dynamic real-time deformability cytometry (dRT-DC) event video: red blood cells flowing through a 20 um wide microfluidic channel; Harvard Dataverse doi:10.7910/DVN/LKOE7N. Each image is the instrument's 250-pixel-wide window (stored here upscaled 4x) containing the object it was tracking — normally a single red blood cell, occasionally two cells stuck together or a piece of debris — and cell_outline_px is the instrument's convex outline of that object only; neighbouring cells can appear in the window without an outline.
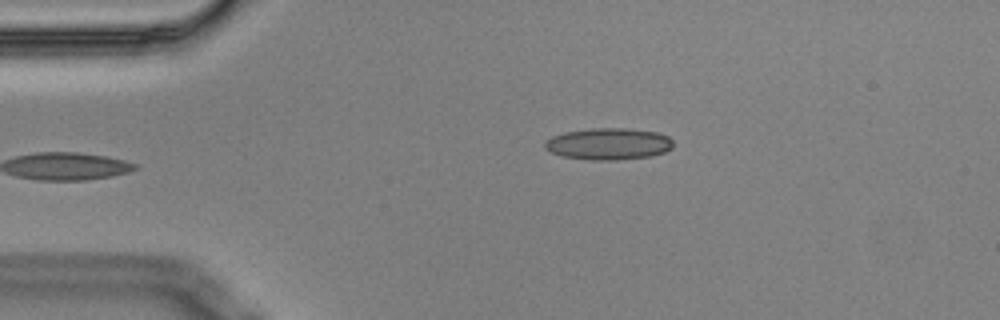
{"species": "Egyptian fruit bat (a non-hibernating species)", "species_latin": "Rousettus aegyptiacus", "temperature_condition": "cold", "stored_images_in_passage": 5, "camera_frame_rate_fps": 3000, "um_per_image_px": 0.085, "animal": {"sex": "male"}, "frame": {"image": 1, "passage_image": 5, "time_ms": 1.333, "image_size_px": [1000, 320], "cell_outline_px": [[672, 148], [664, 152], [652, 156], [616, 160], [592, 160], [564, 156], [552, 152], [544, 148], [544, 144], [552, 136], [564, 132], [592, 128], [628, 128], [656, 132], [668, 136], [672, 140]], "centroid_in_image_um": [51.74, 12.22], "position_along_channel_um": 33.3, "area_um2": 23.64}}